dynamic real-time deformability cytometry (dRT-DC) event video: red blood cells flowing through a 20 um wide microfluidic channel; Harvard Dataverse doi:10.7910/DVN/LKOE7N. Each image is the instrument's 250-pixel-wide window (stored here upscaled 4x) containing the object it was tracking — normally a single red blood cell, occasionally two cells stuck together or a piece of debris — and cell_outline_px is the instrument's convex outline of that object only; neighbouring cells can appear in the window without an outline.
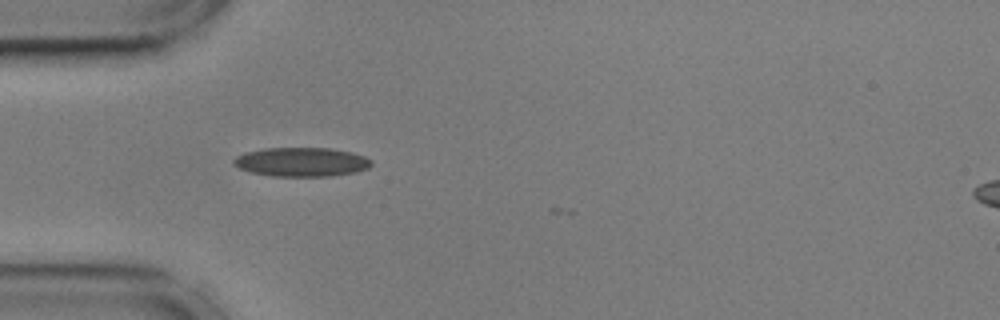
{"species": "common noctule bat (a hibernating species)", "species_latin": "Nyctalus noctula", "temperature_condition": "cold", "stored_images_in_passage": 2, "camera_frame_rate_fps": 3000, "um_per_image_px": 0.085, "animal": {"sex": "male", "body_mass_g": 17.9, "forearm_length_mm": 54.2}, "frame": {"image": 1, "passage_image": 1, "time_ms": 0.0, "image_size_px": [1000, 320], "cell_outline_px": [[372, 164], [368, 168], [356, 172], [332, 176], [272, 176], [252, 172], [240, 168], [232, 164], [232, 160], [236, 156], [244, 152], [264, 148], [328, 148], [352, 152], [364, 156], [372, 160]], "centroid_in_image_um": [25.62, 13.76], "position_along_channel_um": 59.4, "area_um2": 23.41}}